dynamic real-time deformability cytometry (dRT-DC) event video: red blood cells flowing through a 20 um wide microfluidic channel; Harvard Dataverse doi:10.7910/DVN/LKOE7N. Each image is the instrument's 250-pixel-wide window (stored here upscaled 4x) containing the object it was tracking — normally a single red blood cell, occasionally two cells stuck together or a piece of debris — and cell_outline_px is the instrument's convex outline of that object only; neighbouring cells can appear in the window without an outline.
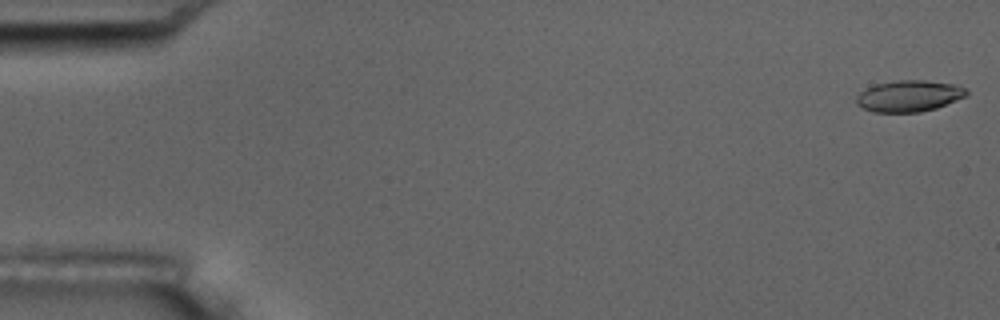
{"species": "common noctule bat (a hibernating species)", "species_latin": "Nyctalus noctula", "temperature_condition": "room temperature", "stored_images_in_passage": 5, "camera_frame_rate_fps": 3000, "um_per_image_px": 0.085, "animal": {"sex": "male", "body_mass_g": 17.5, "forearm_length_mm": 52.3}, "frame": {"image": 1, "passage_image": 1, "time_ms": 0.0, "image_size_px": [1000, 320], "cell_outline_px": [[968, 92], [964, 96], [956, 100], [936, 108], [920, 112], [872, 112], [856, 104], [856, 96], [860, 92], [876, 84], [900, 80], [924, 80], [956, 84], [964, 88]], "centroid_in_image_um": [77.25, 8.16], "position_along_channel_um": 7.8, "area_um2": 19.94}}
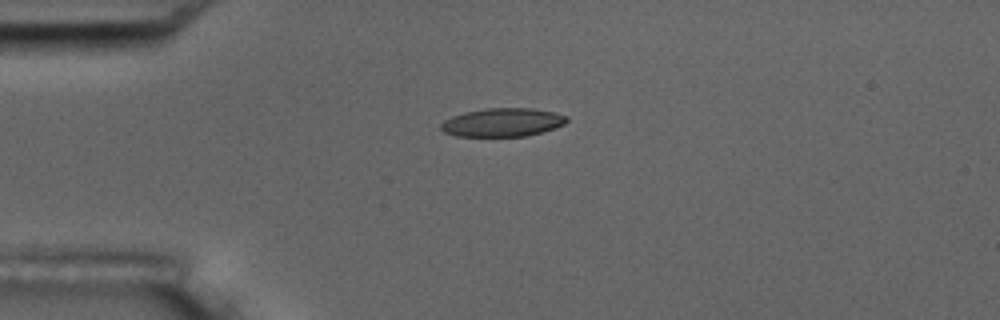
{"frame": {"image": 2, "passage_image": 4, "time_ms": 4.333, "image_size_px": [1000, 320], "cell_outline_px": [[568, 120], [564, 124], [556, 128], [528, 136], [456, 136], [444, 132], [440, 128], [440, 124], [444, 120], [452, 116], [464, 112], [488, 108], [532, 108], [556, 112], [568, 116]], "centroid_in_image_um": [42.74, 10.4], "position_along_channel_um": 42.3, "area_um2": 21.04}}